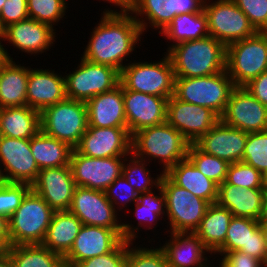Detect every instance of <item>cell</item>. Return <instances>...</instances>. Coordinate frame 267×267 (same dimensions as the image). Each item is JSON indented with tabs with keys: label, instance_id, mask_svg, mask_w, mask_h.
Wrapping results in <instances>:
<instances>
[{
	"label": "cell",
	"instance_id": "34",
	"mask_svg": "<svg viewBox=\"0 0 267 267\" xmlns=\"http://www.w3.org/2000/svg\"><path fill=\"white\" fill-rule=\"evenodd\" d=\"M232 217L230 210L220 206L217 202L212 203L207 208L200 226L194 232L212 256L224 244Z\"/></svg>",
	"mask_w": 267,
	"mask_h": 267
},
{
	"label": "cell",
	"instance_id": "39",
	"mask_svg": "<svg viewBox=\"0 0 267 267\" xmlns=\"http://www.w3.org/2000/svg\"><path fill=\"white\" fill-rule=\"evenodd\" d=\"M187 158L207 178L218 185L226 181L229 163L213 155L201 151L195 144H190Z\"/></svg>",
	"mask_w": 267,
	"mask_h": 267
},
{
	"label": "cell",
	"instance_id": "59",
	"mask_svg": "<svg viewBox=\"0 0 267 267\" xmlns=\"http://www.w3.org/2000/svg\"><path fill=\"white\" fill-rule=\"evenodd\" d=\"M4 38V28L1 26V23H0V39H3Z\"/></svg>",
	"mask_w": 267,
	"mask_h": 267
},
{
	"label": "cell",
	"instance_id": "13",
	"mask_svg": "<svg viewBox=\"0 0 267 267\" xmlns=\"http://www.w3.org/2000/svg\"><path fill=\"white\" fill-rule=\"evenodd\" d=\"M69 211L83 225L122 229V220L104 191L76 186Z\"/></svg>",
	"mask_w": 267,
	"mask_h": 267
},
{
	"label": "cell",
	"instance_id": "60",
	"mask_svg": "<svg viewBox=\"0 0 267 267\" xmlns=\"http://www.w3.org/2000/svg\"><path fill=\"white\" fill-rule=\"evenodd\" d=\"M3 182H5V181H4V178H3V176H2L1 169H0V184L3 183Z\"/></svg>",
	"mask_w": 267,
	"mask_h": 267
},
{
	"label": "cell",
	"instance_id": "7",
	"mask_svg": "<svg viewBox=\"0 0 267 267\" xmlns=\"http://www.w3.org/2000/svg\"><path fill=\"white\" fill-rule=\"evenodd\" d=\"M41 131L73 149L88 129L86 102L66 98L40 112Z\"/></svg>",
	"mask_w": 267,
	"mask_h": 267
},
{
	"label": "cell",
	"instance_id": "46",
	"mask_svg": "<svg viewBox=\"0 0 267 267\" xmlns=\"http://www.w3.org/2000/svg\"><path fill=\"white\" fill-rule=\"evenodd\" d=\"M75 267H127V241L122 240L111 252L86 259Z\"/></svg>",
	"mask_w": 267,
	"mask_h": 267
},
{
	"label": "cell",
	"instance_id": "21",
	"mask_svg": "<svg viewBox=\"0 0 267 267\" xmlns=\"http://www.w3.org/2000/svg\"><path fill=\"white\" fill-rule=\"evenodd\" d=\"M56 29L52 26L27 18L4 28L3 41L15 49L30 55L37 56L49 51L56 42ZM51 47V48H50ZM37 54V55H36Z\"/></svg>",
	"mask_w": 267,
	"mask_h": 267
},
{
	"label": "cell",
	"instance_id": "58",
	"mask_svg": "<svg viewBox=\"0 0 267 267\" xmlns=\"http://www.w3.org/2000/svg\"><path fill=\"white\" fill-rule=\"evenodd\" d=\"M220 260L218 261V267H229L221 258H219ZM212 267H214V264H213V266ZM215 267H217V266H215Z\"/></svg>",
	"mask_w": 267,
	"mask_h": 267
},
{
	"label": "cell",
	"instance_id": "31",
	"mask_svg": "<svg viewBox=\"0 0 267 267\" xmlns=\"http://www.w3.org/2000/svg\"><path fill=\"white\" fill-rule=\"evenodd\" d=\"M30 67L8 60L0 68V108L27 105V82Z\"/></svg>",
	"mask_w": 267,
	"mask_h": 267
},
{
	"label": "cell",
	"instance_id": "27",
	"mask_svg": "<svg viewBox=\"0 0 267 267\" xmlns=\"http://www.w3.org/2000/svg\"><path fill=\"white\" fill-rule=\"evenodd\" d=\"M158 189V190H157ZM155 190L159 193L156 195ZM138 194V199L134 203L135 210L133 209L135 216L137 218V225L132 223H127V221L122 222L121 238L126 241L136 242L138 239V233L141 227L145 230L155 229L158 221L165 216L166 217V198L162 190L161 184H159L156 189ZM145 224V225H144Z\"/></svg>",
	"mask_w": 267,
	"mask_h": 267
},
{
	"label": "cell",
	"instance_id": "44",
	"mask_svg": "<svg viewBox=\"0 0 267 267\" xmlns=\"http://www.w3.org/2000/svg\"><path fill=\"white\" fill-rule=\"evenodd\" d=\"M31 190V185L26 183L0 184V215L9 217L20 206L25 195Z\"/></svg>",
	"mask_w": 267,
	"mask_h": 267
},
{
	"label": "cell",
	"instance_id": "30",
	"mask_svg": "<svg viewBox=\"0 0 267 267\" xmlns=\"http://www.w3.org/2000/svg\"><path fill=\"white\" fill-rule=\"evenodd\" d=\"M176 185L187 189L210 204L218 199L219 185L207 178L188 159L179 161L165 173Z\"/></svg>",
	"mask_w": 267,
	"mask_h": 267
},
{
	"label": "cell",
	"instance_id": "22",
	"mask_svg": "<svg viewBox=\"0 0 267 267\" xmlns=\"http://www.w3.org/2000/svg\"><path fill=\"white\" fill-rule=\"evenodd\" d=\"M76 188L70 165L39 171L31 189L41 196L54 211L69 210Z\"/></svg>",
	"mask_w": 267,
	"mask_h": 267
},
{
	"label": "cell",
	"instance_id": "41",
	"mask_svg": "<svg viewBox=\"0 0 267 267\" xmlns=\"http://www.w3.org/2000/svg\"><path fill=\"white\" fill-rule=\"evenodd\" d=\"M242 162L267 178V130L248 133Z\"/></svg>",
	"mask_w": 267,
	"mask_h": 267
},
{
	"label": "cell",
	"instance_id": "15",
	"mask_svg": "<svg viewBox=\"0 0 267 267\" xmlns=\"http://www.w3.org/2000/svg\"><path fill=\"white\" fill-rule=\"evenodd\" d=\"M219 120L220 117L210 108L181 101L174 95L167 101L166 122L179 131L190 144H195Z\"/></svg>",
	"mask_w": 267,
	"mask_h": 267
},
{
	"label": "cell",
	"instance_id": "6",
	"mask_svg": "<svg viewBox=\"0 0 267 267\" xmlns=\"http://www.w3.org/2000/svg\"><path fill=\"white\" fill-rule=\"evenodd\" d=\"M160 184L166 198L167 233H194L200 226L210 203L176 185L165 173Z\"/></svg>",
	"mask_w": 267,
	"mask_h": 267
},
{
	"label": "cell",
	"instance_id": "10",
	"mask_svg": "<svg viewBox=\"0 0 267 267\" xmlns=\"http://www.w3.org/2000/svg\"><path fill=\"white\" fill-rule=\"evenodd\" d=\"M203 11L207 17L209 35L226 47L257 33L233 0H205Z\"/></svg>",
	"mask_w": 267,
	"mask_h": 267
},
{
	"label": "cell",
	"instance_id": "37",
	"mask_svg": "<svg viewBox=\"0 0 267 267\" xmlns=\"http://www.w3.org/2000/svg\"><path fill=\"white\" fill-rule=\"evenodd\" d=\"M13 267H64L63 257L42 244L9 246Z\"/></svg>",
	"mask_w": 267,
	"mask_h": 267
},
{
	"label": "cell",
	"instance_id": "55",
	"mask_svg": "<svg viewBox=\"0 0 267 267\" xmlns=\"http://www.w3.org/2000/svg\"><path fill=\"white\" fill-rule=\"evenodd\" d=\"M0 267H13L8 252L0 255Z\"/></svg>",
	"mask_w": 267,
	"mask_h": 267
},
{
	"label": "cell",
	"instance_id": "32",
	"mask_svg": "<svg viewBox=\"0 0 267 267\" xmlns=\"http://www.w3.org/2000/svg\"><path fill=\"white\" fill-rule=\"evenodd\" d=\"M80 219L67 211H55L42 245L64 257L72 247L80 228Z\"/></svg>",
	"mask_w": 267,
	"mask_h": 267
},
{
	"label": "cell",
	"instance_id": "23",
	"mask_svg": "<svg viewBox=\"0 0 267 267\" xmlns=\"http://www.w3.org/2000/svg\"><path fill=\"white\" fill-rule=\"evenodd\" d=\"M248 132L225 125L219 120L195 145L204 153L229 164L242 162Z\"/></svg>",
	"mask_w": 267,
	"mask_h": 267
},
{
	"label": "cell",
	"instance_id": "48",
	"mask_svg": "<svg viewBox=\"0 0 267 267\" xmlns=\"http://www.w3.org/2000/svg\"><path fill=\"white\" fill-rule=\"evenodd\" d=\"M29 18L27 0H6L0 12L3 28Z\"/></svg>",
	"mask_w": 267,
	"mask_h": 267
},
{
	"label": "cell",
	"instance_id": "61",
	"mask_svg": "<svg viewBox=\"0 0 267 267\" xmlns=\"http://www.w3.org/2000/svg\"><path fill=\"white\" fill-rule=\"evenodd\" d=\"M6 0H0V12L2 10L3 4L5 3Z\"/></svg>",
	"mask_w": 267,
	"mask_h": 267
},
{
	"label": "cell",
	"instance_id": "29",
	"mask_svg": "<svg viewBox=\"0 0 267 267\" xmlns=\"http://www.w3.org/2000/svg\"><path fill=\"white\" fill-rule=\"evenodd\" d=\"M88 126L127 128L123 86L98 94L86 102Z\"/></svg>",
	"mask_w": 267,
	"mask_h": 267
},
{
	"label": "cell",
	"instance_id": "35",
	"mask_svg": "<svg viewBox=\"0 0 267 267\" xmlns=\"http://www.w3.org/2000/svg\"><path fill=\"white\" fill-rule=\"evenodd\" d=\"M30 149L39 170L70 165L73 148L41 130L30 139Z\"/></svg>",
	"mask_w": 267,
	"mask_h": 267
},
{
	"label": "cell",
	"instance_id": "36",
	"mask_svg": "<svg viewBox=\"0 0 267 267\" xmlns=\"http://www.w3.org/2000/svg\"><path fill=\"white\" fill-rule=\"evenodd\" d=\"M171 43L166 51L180 42L202 39L209 36L208 22L205 12L184 13L175 16L160 33Z\"/></svg>",
	"mask_w": 267,
	"mask_h": 267
},
{
	"label": "cell",
	"instance_id": "43",
	"mask_svg": "<svg viewBox=\"0 0 267 267\" xmlns=\"http://www.w3.org/2000/svg\"><path fill=\"white\" fill-rule=\"evenodd\" d=\"M226 182L238 187L267 188V178L253 166L244 162L229 165Z\"/></svg>",
	"mask_w": 267,
	"mask_h": 267
},
{
	"label": "cell",
	"instance_id": "52",
	"mask_svg": "<svg viewBox=\"0 0 267 267\" xmlns=\"http://www.w3.org/2000/svg\"><path fill=\"white\" fill-rule=\"evenodd\" d=\"M9 246V230H0V255L6 254Z\"/></svg>",
	"mask_w": 267,
	"mask_h": 267
},
{
	"label": "cell",
	"instance_id": "53",
	"mask_svg": "<svg viewBox=\"0 0 267 267\" xmlns=\"http://www.w3.org/2000/svg\"><path fill=\"white\" fill-rule=\"evenodd\" d=\"M7 46L3 45V39H0V68L8 61L14 60L11 54L8 52Z\"/></svg>",
	"mask_w": 267,
	"mask_h": 267
},
{
	"label": "cell",
	"instance_id": "51",
	"mask_svg": "<svg viewBox=\"0 0 267 267\" xmlns=\"http://www.w3.org/2000/svg\"><path fill=\"white\" fill-rule=\"evenodd\" d=\"M104 2H108L110 3V5L112 4V6L114 5V7L118 8L117 9H113L110 8H106L102 11V13H128L131 11L133 4L129 1V0H102ZM120 9V11H119Z\"/></svg>",
	"mask_w": 267,
	"mask_h": 267
},
{
	"label": "cell",
	"instance_id": "3",
	"mask_svg": "<svg viewBox=\"0 0 267 267\" xmlns=\"http://www.w3.org/2000/svg\"><path fill=\"white\" fill-rule=\"evenodd\" d=\"M190 143L166 121L141 129L132 135L131 153L144 161L158 162L166 173L179 161L187 158ZM158 160V161H156Z\"/></svg>",
	"mask_w": 267,
	"mask_h": 267
},
{
	"label": "cell",
	"instance_id": "16",
	"mask_svg": "<svg viewBox=\"0 0 267 267\" xmlns=\"http://www.w3.org/2000/svg\"><path fill=\"white\" fill-rule=\"evenodd\" d=\"M205 0H136L130 13L143 34L148 27L160 34L172 19L180 14L201 12ZM140 16V17H139ZM149 24V25H148ZM147 29V30H146Z\"/></svg>",
	"mask_w": 267,
	"mask_h": 267
},
{
	"label": "cell",
	"instance_id": "28",
	"mask_svg": "<svg viewBox=\"0 0 267 267\" xmlns=\"http://www.w3.org/2000/svg\"><path fill=\"white\" fill-rule=\"evenodd\" d=\"M266 193L267 188L238 187L224 181L219 185L217 203L230 210L235 217L260 221Z\"/></svg>",
	"mask_w": 267,
	"mask_h": 267
},
{
	"label": "cell",
	"instance_id": "2",
	"mask_svg": "<svg viewBox=\"0 0 267 267\" xmlns=\"http://www.w3.org/2000/svg\"><path fill=\"white\" fill-rule=\"evenodd\" d=\"M175 78H195L226 70V46L212 36L180 42L164 52Z\"/></svg>",
	"mask_w": 267,
	"mask_h": 267
},
{
	"label": "cell",
	"instance_id": "12",
	"mask_svg": "<svg viewBox=\"0 0 267 267\" xmlns=\"http://www.w3.org/2000/svg\"><path fill=\"white\" fill-rule=\"evenodd\" d=\"M126 157L94 158L82 155L73 149L70 167L76 186L105 191L122 175Z\"/></svg>",
	"mask_w": 267,
	"mask_h": 267
},
{
	"label": "cell",
	"instance_id": "33",
	"mask_svg": "<svg viewBox=\"0 0 267 267\" xmlns=\"http://www.w3.org/2000/svg\"><path fill=\"white\" fill-rule=\"evenodd\" d=\"M40 130L39 111L28 105L0 108V136L31 139Z\"/></svg>",
	"mask_w": 267,
	"mask_h": 267
},
{
	"label": "cell",
	"instance_id": "42",
	"mask_svg": "<svg viewBox=\"0 0 267 267\" xmlns=\"http://www.w3.org/2000/svg\"><path fill=\"white\" fill-rule=\"evenodd\" d=\"M127 241V267H169L164 250Z\"/></svg>",
	"mask_w": 267,
	"mask_h": 267
},
{
	"label": "cell",
	"instance_id": "19",
	"mask_svg": "<svg viewBox=\"0 0 267 267\" xmlns=\"http://www.w3.org/2000/svg\"><path fill=\"white\" fill-rule=\"evenodd\" d=\"M121 230L82 225L72 247L63 257L64 265L75 267L86 259L111 252L123 240Z\"/></svg>",
	"mask_w": 267,
	"mask_h": 267
},
{
	"label": "cell",
	"instance_id": "11",
	"mask_svg": "<svg viewBox=\"0 0 267 267\" xmlns=\"http://www.w3.org/2000/svg\"><path fill=\"white\" fill-rule=\"evenodd\" d=\"M80 58L78 67L73 68L72 73L69 71L64 74L67 98L87 102L120 84V72L117 69Z\"/></svg>",
	"mask_w": 267,
	"mask_h": 267
},
{
	"label": "cell",
	"instance_id": "24",
	"mask_svg": "<svg viewBox=\"0 0 267 267\" xmlns=\"http://www.w3.org/2000/svg\"><path fill=\"white\" fill-rule=\"evenodd\" d=\"M241 251L260 260L267 267V250L259 221L233 216L224 244L216 252Z\"/></svg>",
	"mask_w": 267,
	"mask_h": 267
},
{
	"label": "cell",
	"instance_id": "1",
	"mask_svg": "<svg viewBox=\"0 0 267 267\" xmlns=\"http://www.w3.org/2000/svg\"><path fill=\"white\" fill-rule=\"evenodd\" d=\"M90 36L81 54L82 58L121 72L128 64L127 58L142 44L140 41L144 35L134 16L128 12L101 13L99 23L92 29Z\"/></svg>",
	"mask_w": 267,
	"mask_h": 267
},
{
	"label": "cell",
	"instance_id": "38",
	"mask_svg": "<svg viewBox=\"0 0 267 267\" xmlns=\"http://www.w3.org/2000/svg\"><path fill=\"white\" fill-rule=\"evenodd\" d=\"M148 164L150 163L135 157L132 153L124 160L122 175L138 194L154 190L160 184L163 173L160 171V174L152 177L150 169L146 167Z\"/></svg>",
	"mask_w": 267,
	"mask_h": 267
},
{
	"label": "cell",
	"instance_id": "62",
	"mask_svg": "<svg viewBox=\"0 0 267 267\" xmlns=\"http://www.w3.org/2000/svg\"><path fill=\"white\" fill-rule=\"evenodd\" d=\"M132 4L136 1V0H129Z\"/></svg>",
	"mask_w": 267,
	"mask_h": 267
},
{
	"label": "cell",
	"instance_id": "49",
	"mask_svg": "<svg viewBox=\"0 0 267 267\" xmlns=\"http://www.w3.org/2000/svg\"><path fill=\"white\" fill-rule=\"evenodd\" d=\"M213 255L214 259L221 258L229 267H266L260 260L241 251L215 252Z\"/></svg>",
	"mask_w": 267,
	"mask_h": 267
},
{
	"label": "cell",
	"instance_id": "9",
	"mask_svg": "<svg viewBox=\"0 0 267 267\" xmlns=\"http://www.w3.org/2000/svg\"><path fill=\"white\" fill-rule=\"evenodd\" d=\"M267 70V32L226 47V72L235 87H244Z\"/></svg>",
	"mask_w": 267,
	"mask_h": 267
},
{
	"label": "cell",
	"instance_id": "20",
	"mask_svg": "<svg viewBox=\"0 0 267 267\" xmlns=\"http://www.w3.org/2000/svg\"><path fill=\"white\" fill-rule=\"evenodd\" d=\"M127 128L132 136L141 129L166 121L167 98L144 94L123 87Z\"/></svg>",
	"mask_w": 267,
	"mask_h": 267
},
{
	"label": "cell",
	"instance_id": "8",
	"mask_svg": "<svg viewBox=\"0 0 267 267\" xmlns=\"http://www.w3.org/2000/svg\"><path fill=\"white\" fill-rule=\"evenodd\" d=\"M235 88L226 70L195 78H175L174 96L184 102L210 108L219 117L223 114Z\"/></svg>",
	"mask_w": 267,
	"mask_h": 267
},
{
	"label": "cell",
	"instance_id": "45",
	"mask_svg": "<svg viewBox=\"0 0 267 267\" xmlns=\"http://www.w3.org/2000/svg\"><path fill=\"white\" fill-rule=\"evenodd\" d=\"M104 192L117 212L118 210L123 212L124 208L128 211L130 204H134L138 199L135 188L129 184L123 175L118 177Z\"/></svg>",
	"mask_w": 267,
	"mask_h": 267
},
{
	"label": "cell",
	"instance_id": "18",
	"mask_svg": "<svg viewBox=\"0 0 267 267\" xmlns=\"http://www.w3.org/2000/svg\"><path fill=\"white\" fill-rule=\"evenodd\" d=\"M131 142L132 136L128 128L88 126L74 149L94 158L120 157L131 154Z\"/></svg>",
	"mask_w": 267,
	"mask_h": 267
},
{
	"label": "cell",
	"instance_id": "56",
	"mask_svg": "<svg viewBox=\"0 0 267 267\" xmlns=\"http://www.w3.org/2000/svg\"><path fill=\"white\" fill-rule=\"evenodd\" d=\"M0 230H9L8 218L0 215Z\"/></svg>",
	"mask_w": 267,
	"mask_h": 267
},
{
	"label": "cell",
	"instance_id": "17",
	"mask_svg": "<svg viewBox=\"0 0 267 267\" xmlns=\"http://www.w3.org/2000/svg\"><path fill=\"white\" fill-rule=\"evenodd\" d=\"M220 121L225 125L251 133L267 130V106L262 105L244 87H235Z\"/></svg>",
	"mask_w": 267,
	"mask_h": 267
},
{
	"label": "cell",
	"instance_id": "57",
	"mask_svg": "<svg viewBox=\"0 0 267 267\" xmlns=\"http://www.w3.org/2000/svg\"><path fill=\"white\" fill-rule=\"evenodd\" d=\"M262 218H267V193L265 194V197H264Z\"/></svg>",
	"mask_w": 267,
	"mask_h": 267
},
{
	"label": "cell",
	"instance_id": "14",
	"mask_svg": "<svg viewBox=\"0 0 267 267\" xmlns=\"http://www.w3.org/2000/svg\"><path fill=\"white\" fill-rule=\"evenodd\" d=\"M0 169L5 182L32 185L40 170L30 149V139L0 136Z\"/></svg>",
	"mask_w": 267,
	"mask_h": 267
},
{
	"label": "cell",
	"instance_id": "54",
	"mask_svg": "<svg viewBox=\"0 0 267 267\" xmlns=\"http://www.w3.org/2000/svg\"><path fill=\"white\" fill-rule=\"evenodd\" d=\"M259 226L262 230V235H263V239L265 241V246H266V250H267V218H262L259 221Z\"/></svg>",
	"mask_w": 267,
	"mask_h": 267
},
{
	"label": "cell",
	"instance_id": "5",
	"mask_svg": "<svg viewBox=\"0 0 267 267\" xmlns=\"http://www.w3.org/2000/svg\"><path fill=\"white\" fill-rule=\"evenodd\" d=\"M160 61L131 60L120 72V84L127 90L169 99L174 95L175 74L165 53Z\"/></svg>",
	"mask_w": 267,
	"mask_h": 267
},
{
	"label": "cell",
	"instance_id": "25",
	"mask_svg": "<svg viewBox=\"0 0 267 267\" xmlns=\"http://www.w3.org/2000/svg\"><path fill=\"white\" fill-rule=\"evenodd\" d=\"M67 98L65 77L54 69L31 68L27 82V105L39 112Z\"/></svg>",
	"mask_w": 267,
	"mask_h": 267
},
{
	"label": "cell",
	"instance_id": "40",
	"mask_svg": "<svg viewBox=\"0 0 267 267\" xmlns=\"http://www.w3.org/2000/svg\"><path fill=\"white\" fill-rule=\"evenodd\" d=\"M28 16L53 28L66 15L67 0H27Z\"/></svg>",
	"mask_w": 267,
	"mask_h": 267
},
{
	"label": "cell",
	"instance_id": "50",
	"mask_svg": "<svg viewBox=\"0 0 267 267\" xmlns=\"http://www.w3.org/2000/svg\"><path fill=\"white\" fill-rule=\"evenodd\" d=\"M244 88L262 105L267 106V70L251 80Z\"/></svg>",
	"mask_w": 267,
	"mask_h": 267
},
{
	"label": "cell",
	"instance_id": "47",
	"mask_svg": "<svg viewBox=\"0 0 267 267\" xmlns=\"http://www.w3.org/2000/svg\"><path fill=\"white\" fill-rule=\"evenodd\" d=\"M257 32H267V0H233Z\"/></svg>",
	"mask_w": 267,
	"mask_h": 267
},
{
	"label": "cell",
	"instance_id": "4",
	"mask_svg": "<svg viewBox=\"0 0 267 267\" xmlns=\"http://www.w3.org/2000/svg\"><path fill=\"white\" fill-rule=\"evenodd\" d=\"M54 212L31 189L8 219L10 246L42 244Z\"/></svg>",
	"mask_w": 267,
	"mask_h": 267
},
{
	"label": "cell",
	"instance_id": "26",
	"mask_svg": "<svg viewBox=\"0 0 267 267\" xmlns=\"http://www.w3.org/2000/svg\"><path fill=\"white\" fill-rule=\"evenodd\" d=\"M168 234L169 240L163 241L165 243L160 247L165 252L169 267H212V253L195 233Z\"/></svg>",
	"mask_w": 267,
	"mask_h": 267
}]
</instances>
